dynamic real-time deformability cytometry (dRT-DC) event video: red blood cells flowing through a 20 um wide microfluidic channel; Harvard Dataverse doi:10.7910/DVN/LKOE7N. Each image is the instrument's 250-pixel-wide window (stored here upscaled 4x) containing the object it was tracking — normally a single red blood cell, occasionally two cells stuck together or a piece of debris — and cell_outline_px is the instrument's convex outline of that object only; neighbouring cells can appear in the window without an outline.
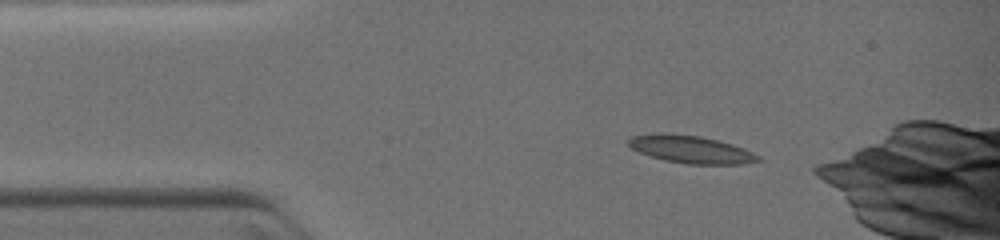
{"species": "common noctule bat (a hibernating species)", "species_latin": "Nyctalus noctula", "temperature_condition": "warm", "stored_images_in_passage": 9, "camera_frame_rate_fps": 3000, "um_per_image_px": 0.085, "animal": {"sex": "female", "body_mass_g": 19.0, "forearm_length_mm": 51.5}, "frame": {"image": 1, "passage_image": 1, "time_ms": 0.0, "image_size_px": [1000, 240], "cell_outline_px": [[764, 160], [744, 164], [688, 164], [664, 160], [640, 152], [632, 148], [628, 144], [628, 140], [632, 136], [656, 132], [672, 132], [700, 136], [732, 144], [744, 148], [760, 156]], "centroid_in_image_um": [58.74, 12.68], "position_along_channel_um": 26.3, "area_um2": 21.04}}
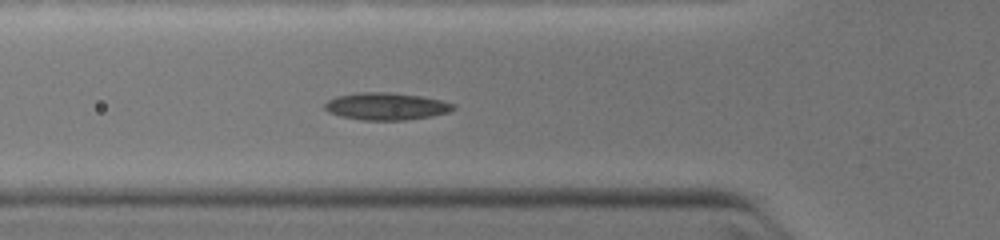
{"frame": {"image": 2, "passage_image": 5, "time_ms": 2.333, "image_size_px": [1000, 240], "cell_outline_px": [[456, 108], [448, 112], [432, 116], [404, 120], [360, 120], [340, 116], [328, 112], [324, 108], [324, 104], [328, 100], [336, 96], [360, 92], [392, 92], [424, 96], [456, 104]], "centroid_in_image_um": [32.83, 9.03], "position_along_channel_um": 93.0, "area_um2": 20.63}}
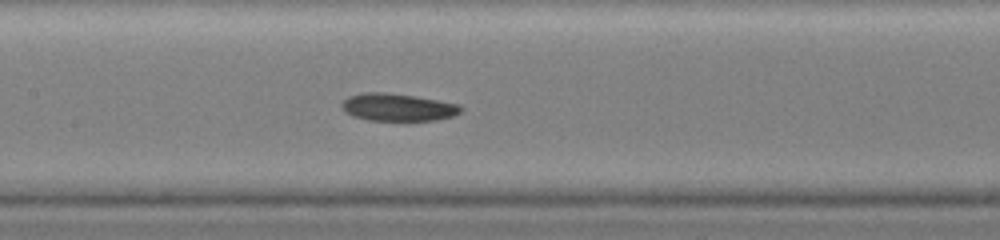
{"frame": {"image": 3, "passage_image": 9, "time_ms": 4.0, "image_size_px": [1000, 240], "cell_outline_px": [[464, 108], [460, 112], [452, 116], [436, 120], [368, 120], [352, 116], [344, 112], [340, 104], [348, 96], [364, 92], [384, 92], [412, 96], [460, 104]], "centroid_in_image_um": [33.78, 9.11], "position_along_channel_um": 173.6, "area_um2": 19.02}}